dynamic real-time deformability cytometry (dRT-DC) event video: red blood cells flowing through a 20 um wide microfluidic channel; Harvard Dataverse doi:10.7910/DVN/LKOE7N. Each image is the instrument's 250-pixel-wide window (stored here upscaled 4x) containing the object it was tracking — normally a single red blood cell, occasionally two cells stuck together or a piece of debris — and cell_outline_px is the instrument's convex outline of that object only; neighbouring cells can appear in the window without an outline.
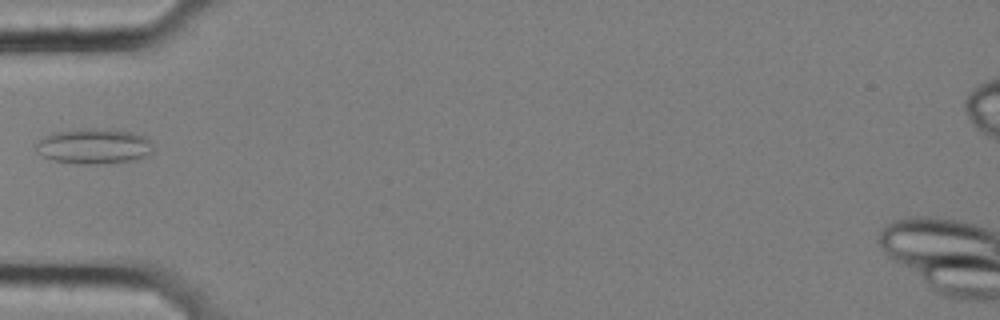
{"species": "common noctule bat (a hibernating species)", "species_latin": "Nyctalus noctula", "temperature_condition": "cold", "stored_images_in_passage": 39, "camera_frame_rate_fps": 3000, "um_per_image_px": 0.085, "animal": {"sex": "female", "body_mass_g": 25.1}, "frame": {"image": 1, "passage_image": 1, "time_ms": 0.0, "image_size_px": [1000, 320], "cell_outline_px": [[152, 152], [136, 160], [104, 164], [80, 164], [52, 160], [36, 152], [36, 140], [52, 132], [80, 128], [96, 128], [132, 132], [148, 136]], "centroid_in_image_um": [7.95, 12.42], "position_along_channel_um": 77.1, "area_um2": 24.45}}